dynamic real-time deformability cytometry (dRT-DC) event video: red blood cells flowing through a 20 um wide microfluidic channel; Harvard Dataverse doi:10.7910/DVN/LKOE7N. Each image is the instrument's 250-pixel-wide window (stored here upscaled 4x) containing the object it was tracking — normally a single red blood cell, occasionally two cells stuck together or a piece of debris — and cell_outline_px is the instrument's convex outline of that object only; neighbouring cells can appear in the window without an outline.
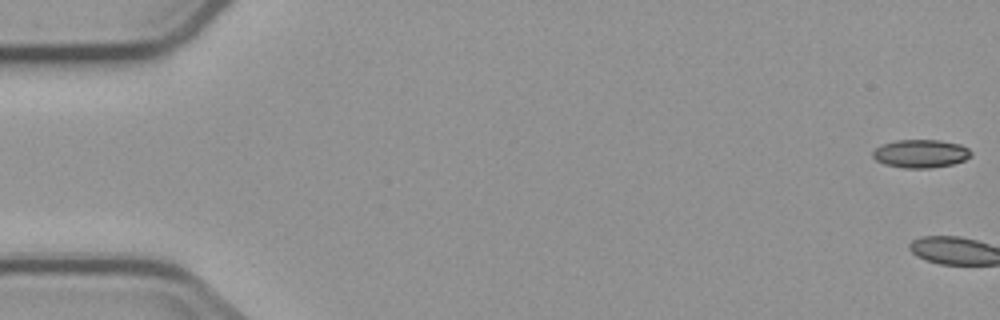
{"species": "common noctule bat (a hibernating species)", "species_latin": "Nyctalus noctula", "temperature_condition": "cold", "stored_images_in_passage": 3, "camera_frame_rate_fps": 3000, "um_per_image_px": 0.085, "animal": {"sex": "male", "body_mass_g": 23.1, "forearm_length_mm": 52.7}, "frame": {"image": 1, "passage_image": 1, "time_ms": 0.0, "image_size_px": [1000, 320], "cell_outline_px": [[972, 156], [964, 160], [952, 164], [928, 168], [904, 168], [884, 164], [876, 160], [872, 156], [872, 152], [880, 144], [896, 140], [940, 140], [960, 144], [968, 148], [972, 152]], "centroid_in_image_um": [78.25, 13.05], "position_along_channel_um": 6.8, "area_um2": 16.24}}